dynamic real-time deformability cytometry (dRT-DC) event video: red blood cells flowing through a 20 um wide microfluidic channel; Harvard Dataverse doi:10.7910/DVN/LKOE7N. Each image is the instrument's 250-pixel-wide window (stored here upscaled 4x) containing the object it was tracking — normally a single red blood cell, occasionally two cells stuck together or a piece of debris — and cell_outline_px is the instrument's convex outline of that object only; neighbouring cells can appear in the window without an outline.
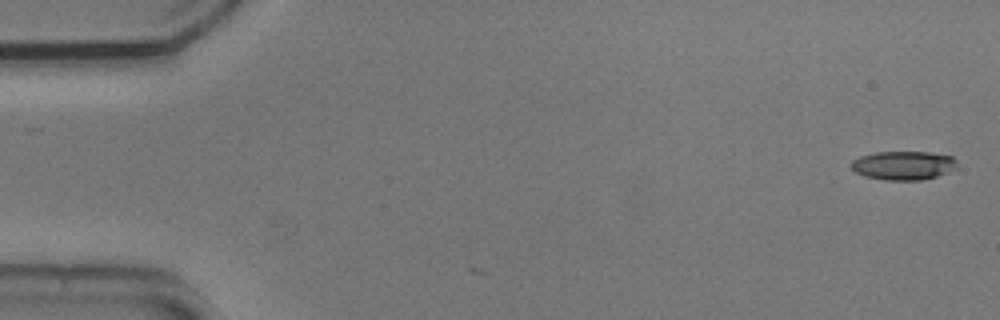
{"species": "common noctule bat (a hibernating species)", "species_latin": "Nyctalus noctula", "temperature_condition": "cold", "stored_images_in_passage": 3, "camera_frame_rate_fps": 3000, "um_per_image_px": 0.085, "animal": {"sex": "male", "body_mass_g": 20.5, "forearm_length_mm": 52.5}, "frame": {"image": 1, "passage_image": 3, "time_ms": 0.667, "image_size_px": [1000, 320], "cell_outline_px": [[956, 168], [948, 172], [924, 180], [884, 180], [864, 176], [856, 172], [848, 164], [852, 160], [860, 156], [876, 152], [928, 152], [952, 156], [956, 160]], "centroid_in_image_um": [76.76, 14.06], "position_along_channel_um": 8.2, "area_um2": 17.86}}